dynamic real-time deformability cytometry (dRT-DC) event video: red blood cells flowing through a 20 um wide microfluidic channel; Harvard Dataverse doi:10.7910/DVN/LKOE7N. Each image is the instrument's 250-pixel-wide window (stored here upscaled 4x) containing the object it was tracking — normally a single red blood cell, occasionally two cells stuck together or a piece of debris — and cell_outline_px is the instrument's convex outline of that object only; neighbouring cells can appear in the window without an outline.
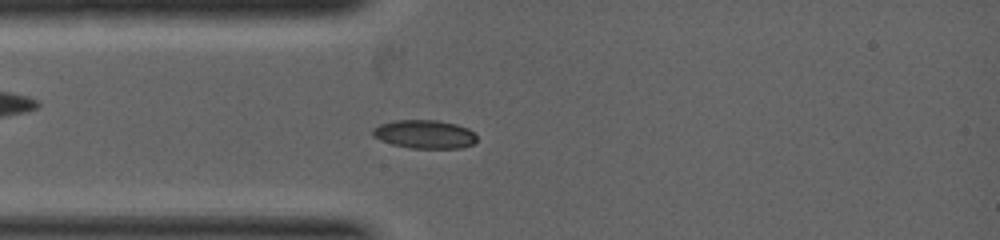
{"species": "common noctule bat (a hibernating species)", "species_latin": "Nyctalus noctula", "temperature_condition": "warm", "stored_images_in_passage": 14, "camera_frame_rate_fps": 5000, "um_per_image_px": 0.085, "animal": {"sex": "female", "body_mass_g": 19.0, "forearm_length_mm": 53.3}, "frame": {"image": 1, "passage_image": 4, "time_ms": 0.8, "image_size_px": [1000, 240], "cell_outline_px": [[476, 140], [472, 144], [460, 148], [412, 148], [392, 144], [380, 140], [372, 136], [372, 128], [380, 124], [392, 120], [436, 120], [456, 124], [468, 128], [476, 136]], "centroid_in_image_um": [36.05, 11.4], "position_along_channel_um": 49.0, "area_um2": 17.28}}
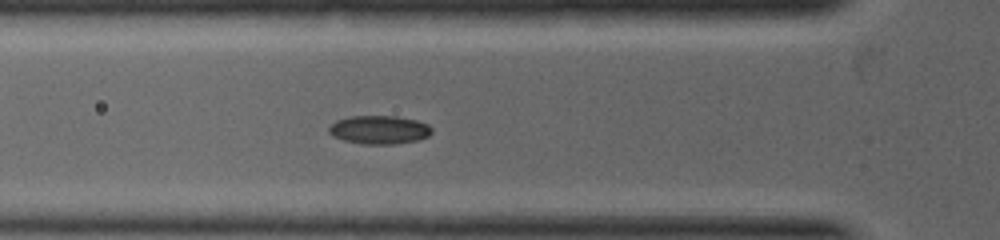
{"frame": {"image": 2, "passage_image": 6, "time_ms": 1.4, "image_size_px": [1000, 240], "cell_outline_px": [[432, 132], [428, 136], [416, 140], [392, 144], [364, 144], [344, 140], [332, 136], [328, 132], [328, 128], [336, 120], [352, 116], [396, 116], [416, 120], [428, 124], [432, 128]], "centroid_in_image_um": [32.23, 11.02], "position_along_channel_um": 93.6, "area_um2": 16.99}}